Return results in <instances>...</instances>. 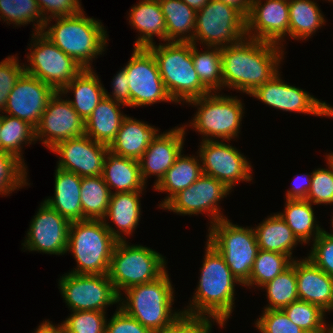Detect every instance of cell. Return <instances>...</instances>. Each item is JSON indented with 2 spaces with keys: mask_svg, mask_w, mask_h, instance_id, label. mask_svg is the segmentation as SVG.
Listing matches in <instances>:
<instances>
[{
  "mask_svg": "<svg viewBox=\"0 0 333 333\" xmlns=\"http://www.w3.org/2000/svg\"><path fill=\"white\" fill-rule=\"evenodd\" d=\"M282 49L248 37L221 48L223 87L250 95L279 72Z\"/></svg>",
  "mask_w": 333,
  "mask_h": 333,
  "instance_id": "6da1fadb",
  "label": "cell"
},
{
  "mask_svg": "<svg viewBox=\"0 0 333 333\" xmlns=\"http://www.w3.org/2000/svg\"><path fill=\"white\" fill-rule=\"evenodd\" d=\"M206 244L198 287L183 314L211 317L224 326L233 311L235 283H240L222 255L208 241Z\"/></svg>",
  "mask_w": 333,
  "mask_h": 333,
  "instance_id": "7a4b0ae2",
  "label": "cell"
},
{
  "mask_svg": "<svg viewBox=\"0 0 333 333\" xmlns=\"http://www.w3.org/2000/svg\"><path fill=\"white\" fill-rule=\"evenodd\" d=\"M174 288L167 271L158 279L132 286L119 296V308L135 318L153 333H162L171 326L183 311L173 312ZM123 300V301H122Z\"/></svg>",
  "mask_w": 333,
  "mask_h": 333,
  "instance_id": "3957f363",
  "label": "cell"
},
{
  "mask_svg": "<svg viewBox=\"0 0 333 333\" xmlns=\"http://www.w3.org/2000/svg\"><path fill=\"white\" fill-rule=\"evenodd\" d=\"M54 19L56 23L44 27L42 33L83 69H91V61L101 55L107 45L103 24L85 16L84 11Z\"/></svg>",
  "mask_w": 333,
  "mask_h": 333,
  "instance_id": "277c9868",
  "label": "cell"
},
{
  "mask_svg": "<svg viewBox=\"0 0 333 333\" xmlns=\"http://www.w3.org/2000/svg\"><path fill=\"white\" fill-rule=\"evenodd\" d=\"M154 55L164 86L175 103L209 94L192 61V42H166L147 47ZM185 101V102H184Z\"/></svg>",
  "mask_w": 333,
  "mask_h": 333,
  "instance_id": "5b68a950",
  "label": "cell"
},
{
  "mask_svg": "<svg viewBox=\"0 0 333 333\" xmlns=\"http://www.w3.org/2000/svg\"><path fill=\"white\" fill-rule=\"evenodd\" d=\"M118 242L103 220L70 222L67 252H71L77 267L69 273L108 274L112 253Z\"/></svg>",
  "mask_w": 333,
  "mask_h": 333,
  "instance_id": "8992f818",
  "label": "cell"
},
{
  "mask_svg": "<svg viewBox=\"0 0 333 333\" xmlns=\"http://www.w3.org/2000/svg\"><path fill=\"white\" fill-rule=\"evenodd\" d=\"M165 258L153 249L142 245H128L118 241L112 253L108 276L120 296L121 290L152 282L166 270Z\"/></svg>",
  "mask_w": 333,
  "mask_h": 333,
  "instance_id": "52a82bcc",
  "label": "cell"
},
{
  "mask_svg": "<svg viewBox=\"0 0 333 333\" xmlns=\"http://www.w3.org/2000/svg\"><path fill=\"white\" fill-rule=\"evenodd\" d=\"M208 231L207 241L222 255L232 275L244 286L260 250L254 229L232 224L226 217L211 224Z\"/></svg>",
  "mask_w": 333,
  "mask_h": 333,
  "instance_id": "ba28073f",
  "label": "cell"
},
{
  "mask_svg": "<svg viewBox=\"0 0 333 333\" xmlns=\"http://www.w3.org/2000/svg\"><path fill=\"white\" fill-rule=\"evenodd\" d=\"M187 103L198 106L190 127L203 134L204 141L214 140L212 137L230 141L238 136L244 108L236 96L210 92Z\"/></svg>",
  "mask_w": 333,
  "mask_h": 333,
  "instance_id": "9c48e42d",
  "label": "cell"
},
{
  "mask_svg": "<svg viewBox=\"0 0 333 333\" xmlns=\"http://www.w3.org/2000/svg\"><path fill=\"white\" fill-rule=\"evenodd\" d=\"M246 37V17L235 7L210 0L196 12L192 43L223 48Z\"/></svg>",
  "mask_w": 333,
  "mask_h": 333,
  "instance_id": "30bf717a",
  "label": "cell"
},
{
  "mask_svg": "<svg viewBox=\"0 0 333 333\" xmlns=\"http://www.w3.org/2000/svg\"><path fill=\"white\" fill-rule=\"evenodd\" d=\"M32 38L34 42L29 49L30 55H27L30 64L24 66L25 73L40 79L55 91H61L83 70L82 66L42 32H34Z\"/></svg>",
  "mask_w": 333,
  "mask_h": 333,
  "instance_id": "8fae6325",
  "label": "cell"
},
{
  "mask_svg": "<svg viewBox=\"0 0 333 333\" xmlns=\"http://www.w3.org/2000/svg\"><path fill=\"white\" fill-rule=\"evenodd\" d=\"M63 299L72 311H101L119 303V295L108 274L66 273L59 280Z\"/></svg>",
  "mask_w": 333,
  "mask_h": 333,
  "instance_id": "7c38bea8",
  "label": "cell"
},
{
  "mask_svg": "<svg viewBox=\"0 0 333 333\" xmlns=\"http://www.w3.org/2000/svg\"><path fill=\"white\" fill-rule=\"evenodd\" d=\"M123 68L129 81L130 107L173 102L160 76L157 61L148 48L134 47Z\"/></svg>",
  "mask_w": 333,
  "mask_h": 333,
  "instance_id": "4fadbf2b",
  "label": "cell"
},
{
  "mask_svg": "<svg viewBox=\"0 0 333 333\" xmlns=\"http://www.w3.org/2000/svg\"><path fill=\"white\" fill-rule=\"evenodd\" d=\"M230 189L214 177L202 174L188 188L174 195L163 207L180 215H194L206 212L211 223L225 219L218 202L229 194Z\"/></svg>",
  "mask_w": 333,
  "mask_h": 333,
  "instance_id": "5bb4252c",
  "label": "cell"
},
{
  "mask_svg": "<svg viewBox=\"0 0 333 333\" xmlns=\"http://www.w3.org/2000/svg\"><path fill=\"white\" fill-rule=\"evenodd\" d=\"M204 175L214 177L230 190L238 181H251V164L235 147L219 140H202L198 152Z\"/></svg>",
  "mask_w": 333,
  "mask_h": 333,
  "instance_id": "9a60e30c",
  "label": "cell"
},
{
  "mask_svg": "<svg viewBox=\"0 0 333 333\" xmlns=\"http://www.w3.org/2000/svg\"><path fill=\"white\" fill-rule=\"evenodd\" d=\"M61 95V91H56L51 96L35 127L36 141L41 140L49 149L61 141L85 134V121Z\"/></svg>",
  "mask_w": 333,
  "mask_h": 333,
  "instance_id": "2e32d148",
  "label": "cell"
},
{
  "mask_svg": "<svg viewBox=\"0 0 333 333\" xmlns=\"http://www.w3.org/2000/svg\"><path fill=\"white\" fill-rule=\"evenodd\" d=\"M251 95L265 104L283 111L333 117V106L319 101L300 88L284 83L279 72Z\"/></svg>",
  "mask_w": 333,
  "mask_h": 333,
  "instance_id": "e0dca14e",
  "label": "cell"
},
{
  "mask_svg": "<svg viewBox=\"0 0 333 333\" xmlns=\"http://www.w3.org/2000/svg\"><path fill=\"white\" fill-rule=\"evenodd\" d=\"M70 221L52 209L46 202L41 203L22 245L29 251L62 255L67 253Z\"/></svg>",
  "mask_w": 333,
  "mask_h": 333,
  "instance_id": "ac0fdd59",
  "label": "cell"
},
{
  "mask_svg": "<svg viewBox=\"0 0 333 333\" xmlns=\"http://www.w3.org/2000/svg\"><path fill=\"white\" fill-rule=\"evenodd\" d=\"M52 152L58 154L57 167L80 177L102 174L109 146L96 142L86 134L57 143Z\"/></svg>",
  "mask_w": 333,
  "mask_h": 333,
  "instance_id": "d6986e66",
  "label": "cell"
},
{
  "mask_svg": "<svg viewBox=\"0 0 333 333\" xmlns=\"http://www.w3.org/2000/svg\"><path fill=\"white\" fill-rule=\"evenodd\" d=\"M289 36L288 0H252L246 17V37L283 47V37Z\"/></svg>",
  "mask_w": 333,
  "mask_h": 333,
  "instance_id": "ffe728a7",
  "label": "cell"
},
{
  "mask_svg": "<svg viewBox=\"0 0 333 333\" xmlns=\"http://www.w3.org/2000/svg\"><path fill=\"white\" fill-rule=\"evenodd\" d=\"M55 92L50 85L24 72L8 95L4 113L36 127Z\"/></svg>",
  "mask_w": 333,
  "mask_h": 333,
  "instance_id": "44dd1931",
  "label": "cell"
},
{
  "mask_svg": "<svg viewBox=\"0 0 333 333\" xmlns=\"http://www.w3.org/2000/svg\"><path fill=\"white\" fill-rule=\"evenodd\" d=\"M185 127H175L168 132L157 134L152 138L148 148L138 160L143 182L147 176L157 177L156 184L164 177L166 171L174 164L183 151Z\"/></svg>",
  "mask_w": 333,
  "mask_h": 333,
  "instance_id": "7402d4cb",
  "label": "cell"
},
{
  "mask_svg": "<svg viewBox=\"0 0 333 333\" xmlns=\"http://www.w3.org/2000/svg\"><path fill=\"white\" fill-rule=\"evenodd\" d=\"M295 272L299 300L333 311V278L307 257L295 260Z\"/></svg>",
  "mask_w": 333,
  "mask_h": 333,
  "instance_id": "603a6c76",
  "label": "cell"
},
{
  "mask_svg": "<svg viewBox=\"0 0 333 333\" xmlns=\"http://www.w3.org/2000/svg\"><path fill=\"white\" fill-rule=\"evenodd\" d=\"M142 191L111 193L105 218L103 219L111 235L118 241L124 240L123 235H132L138 226L141 217L140 195ZM106 217L119 228L118 230L108 224ZM107 222V223H106ZM117 230V231H116ZM123 235H121V233Z\"/></svg>",
  "mask_w": 333,
  "mask_h": 333,
  "instance_id": "cb8c5ba5",
  "label": "cell"
},
{
  "mask_svg": "<svg viewBox=\"0 0 333 333\" xmlns=\"http://www.w3.org/2000/svg\"><path fill=\"white\" fill-rule=\"evenodd\" d=\"M102 178L110 193L137 192L145 188L140 173L139 161L125 158L108 151L102 169Z\"/></svg>",
  "mask_w": 333,
  "mask_h": 333,
  "instance_id": "d4e9b609",
  "label": "cell"
},
{
  "mask_svg": "<svg viewBox=\"0 0 333 333\" xmlns=\"http://www.w3.org/2000/svg\"><path fill=\"white\" fill-rule=\"evenodd\" d=\"M81 179L82 177L77 174L57 167L55 170L54 197L44 200L52 209L70 222L82 220Z\"/></svg>",
  "mask_w": 333,
  "mask_h": 333,
  "instance_id": "484cf974",
  "label": "cell"
},
{
  "mask_svg": "<svg viewBox=\"0 0 333 333\" xmlns=\"http://www.w3.org/2000/svg\"><path fill=\"white\" fill-rule=\"evenodd\" d=\"M129 23L140 33L134 47L154 44L153 36L166 42V24L158 0H141L129 12Z\"/></svg>",
  "mask_w": 333,
  "mask_h": 333,
  "instance_id": "4316f807",
  "label": "cell"
},
{
  "mask_svg": "<svg viewBox=\"0 0 333 333\" xmlns=\"http://www.w3.org/2000/svg\"><path fill=\"white\" fill-rule=\"evenodd\" d=\"M157 132L158 129L151 125L126 116L116 139L109 146V151L125 158L139 160Z\"/></svg>",
  "mask_w": 333,
  "mask_h": 333,
  "instance_id": "83f0119b",
  "label": "cell"
},
{
  "mask_svg": "<svg viewBox=\"0 0 333 333\" xmlns=\"http://www.w3.org/2000/svg\"><path fill=\"white\" fill-rule=\"evenodd\" d=\"M100 81L93 68L83 69L61 90L63 95L73 91L74 99L69 102L85 122L105 97V88Z\"/></svg>",
  "mask_w": 333,
  "mask_h": 333,
  "instance_id": "f1b7e54d",
  "label": "cell"
},
{
  "mask_svg": "<svg viewBox=\"0 0 333 333\" xmlns=\"http://www.w3.org/2000/svg\"><path fill=\"white\" fill-rule=\"evenodd\" d=\"M121 103L104 97L85 122V134L94 141L110 146L127 115L120 111Z\"/></svg>",
  "mask_w": 333,
  "mask_h": 333,
  "instance_id": "f546056e",
  "label": "cell"
},
{
  "mask_svg": "<svg viewBox=\"0 0 333 333\" xmlns=\"http://www.w3.org/2000/svg\"><path fill=\"white\" fill-rule=\"evenodd\" d=\"M184 156L181 154L176 158L174 164L166 171L164 177L154 189L159 192H167L168 196L160 203L162 208L174 195L188 188L202 174V166L199 156Z\"/></svg>",
  "mask_w": 333,
  "mask_h": 333,
  "instance_id": "4dcf8cb0",
  "label": "cell"
},
{
  "mask_svg": "<svg viewBox=\"0 0 333 333\" xmlns=\"http://www.w3.org/2000/svg\"><path fill=\"white\" fill-rule=\"evenodd\" d=\"M253 229L259 249L262 250L285 254L292 259L294 246L298 242L301 244L278 213L268 216Z\"/></svg>",
  "mask_w": 333,
  "mask_h": 333,
  "instance_id": "1f68e13d",
  "label": "cell"
},
{
  "mask_svg": "<svg viewBox=\"0 0 333 333\" xmlns=\"http://www.w3.org/2000/svg\"><path fill=\"white\" fill-rule=\"evenodd\" d=\"M158 1L165 19L166 41L192 42L196 23V11L182 0ZM187 33L189 34L187 35Z\"/></svg>",
  "mask_w": 333,
  "mask_h": 333,
  "instance_id": "d6a6232c",
  "label": "cell"
},
{
  "mask_svg": "<svg viewBox=\"0 0 333 333\" xmlns=\"http://www.w3.org/2000/svg\"><path fill=\"white\" fill-rule=\"evenodd\" d=\"M284 212L278 213L303 244L315 240L324 230L315 220L312 203L305 199H285Z\"/></svg>",
  "mask_w": 333,
  "mask_h": 333,
  "instance_id": "836d02e7",
  "label": "cell"
},
{
  "mask_svg": "<svg viewBox=\"0 0 333 333\" xmlns=\"http://www.w3.org/2000/svg\"><path fill=\"white\" fill-rule=\"evenodd\" d=\"M289 36L294 39H307L325 24L317 3L312 0H288Z\"/></svg>",
  "mask_w": 333,
  "mask_h": 333,
  "instance_id": "e575fe53",
  "label": "cell"
},
{
  "mask_svg": "<svg viewBox=\"0 0 333 333\" xmlns=\"http://www.w3.org/2000/svg\"><path fill=\"white\" fill-rule=\"evenodd\" d=\"M110 195L102 175L82 177L80 190L82 220H103L107 213Z\"/></svg>",
  "mask_w": 333,
  "mask_h": 333,
  "instance_id": "d590c367",
  "label": "cell"
},
{
  "mask_svg": "<svg viewBox=\"0 0 333 333\" xmlns=\"http://www.w3.org/2000/svg\"><path fill=\"white\" fill-rule=\"evenodd\" d=\"M36 142L35 127L30 123L8 114L2 115L0 130V151L15 155L24 163L23 144Z\"/></svg>",
  "mask_w": 333,
  "mask_h": 333,
  "instance_id": "8d00e7d4",
  "label": "cell"
},
{
  "mask_svg": "<svg viewBox=\"0 0 333 333\" xmlns=\"http://www.w3.org/2000/svg\"><path fill=\"white\" fill-rule=\"evenodd\" d=\"M196 45L192 43V61L198 78L210 92H218L223 87L221 48L199 52Z\"/></svg>",
  "mask_w": 333,
  "mask_h": 333,
  "instance_id": "74e56055",
  "label": "cell"
},
{
  "mask_svg": "<svg viewBox=\"0 0 333 333\" xmlns=\"http://www.w3.org/2000/svg\"><path fill=\"white\" fill-rule=\"evenodd\" d=\"M267 292L269 306L265 309H283L299 300L295 272V259L292 264L273 280L261 286Z\"/></svg>",
  "mask_w": 333,
  "mask_h": 333,
  "instance_id": "f35d334b",
  "label": "cell"
},
{
  "mask_svg": "<svg viewBox=\"0 0 333 333\" xmlns=\"http://www.w3.org/2000/svg\"><path fill=\"white\" fill-rule=\"evenodd\" d=\"M288 255L260 249L254 261L249 281L244 286L261 287L286 270L293 262Z\"/></svg>",
  "mask_w": 333,
  "mask_h": 333,
  "instance_id": "ab89813d",
  "label": "cell"
},
{
  "mask_svg": "<svg viewBox=\"0 0 333 333\" xmlns=\"http://www.w3.org/2000/svg\"><path fill=\"white\" fill-rule=\"evenodd\" d=\"M0 18L16 26L36 20L35 33L42 32L46 22L36 0H0Z\"/></svg>",
  "mask_w": 333,
  "mask_h": 333,
  "instance_id": "60d3db41",
  "label": "cell"
},
{
  "mask_svg": "<svg viewBox=\"0 0 333 333\" xmlns=\"http://www.w3.org/2000/svg\"><path fill=\"white\" fill-rule=\"evenodd\" d=\"M282 310L291 322L301 327L306 333H323L326 313L318 305L297 300Z\"/></svg>",
  "mask_w": 333,
  "mask_h": 333,
  "instance_id": "b9f144b4",
  "label": "cell"
},
{
  "mask_svg": "<svg viewBox=\"0 0 333 333\" xmlns=\"http://www.w3.org/2000/svg\"><path fill=\"white\" fill-rule=\"evenodd\" d=\"M26 168L15 155L0 151V195H9L28 184Z\"/></svg>",
  "mask_w": 333,
  "mask_h": 333,
  "instance_id": "7bdbcfd3",
  "label": "cell"
},
{
  "mask_svg": "<svg viewBox=\"0 0 333 333\" xmlns=\"http://www.w3.org/2000/svg\"><path fill=\"white\" fill-rule=\"evenodd\" d=\"M71 315L61 323L66 333H105L106 312L71 311Z\"/></svg>",
  "mask_w": 333,
  "mask_h": 333,
  "instance_id": "ee69618b",
  "label": "cell"
},
{
  "mask_svg": "<svg viewBox=\"0 0 333 333\" xmlns=\"http://www.w3.org/2000/svg\"><path fill=\"white\" fill-rule=\"evenodd\" d=\"M328 169L313 171L311 188L305 200L313 204H333V165L328 161Z\"/></svg>",
  "mask_w": 333,
  "mask_h": 333,
  "instance_id": "f6af8a7d",
  "label": "cell"
},
{
  "mask_svg": "<svg viewBox=\"0 0 333 333\" xmlns=\"http://www.w3.org/2000/svg\"><path fill=\"white\" fill-rule=\"evenodd\" d=\"M263 312L255 322L260 333H306L291 322L282 309H264Z\"/></svg>",
  "mask_w": 333,
  "mask_h": 333,
  "instance_id": "bcb514c9",
  "label": "cell"
},
{
  "mask_svg": "<svg viewBox=\"0 0 333 333\" xmlns=\"http://www.w3.org/2000/svg\"><path fill=\"white\" fill-rule=\"evenodd\" d=\"M307 258L333 278V234L323 230L313 241Z\"/></svg>",
  "mask_w": 333,
  "mask_h": 333,
  "instance_id": "7dc6e473",
  "label": "cell"
},
{
  "mask_svg": "<svg viewBox=\"0 0 333 333\" xmlns=\"http://www.w3.org/2000/svg\"><path fill=\"white\" fill-rule=\"evenodd\" d=\"M24 66H20L19 60L14 55L0 62V112L5 111L8 95L25 72Z\"/></svg>",
  "mask_w": 333,
  "mask_h": 333,
  "instance_id": "c3c4849f",
  "label": "cell"
},
{
  "mask_svg": "<svg viewBox=\"0 0 333 333\" xmlns=\"http://www.w3.org/2000/svg\"><path fill=\"white\" fill-rule=\"evenodd\" d=\"M45 19L44 27L50 24V19L68 17L83 11L79 0H36ZM50 12V15L48 16ZM48 13V14H47Z\"/></svg>",
  "mask_w": 333,
  "mask_h": 333,
  "instance_id": "681fc988",
  "label": "cell"
},
{
  "mask_svg": "<svg viewBox=\"0 0 333 333\" xmlns=\"http://www.w3.org/2000/svg\"><path fill=\"white\" fill-rule=\"evenodd\" d=\"M212 321L213 323L216 321V323L223 327L219 321L211 317L182 314L162 333H211Z\"/></svg>",
  "mask_w": 333,
  "mask_h": 333,
  "instance_id": "f907efd6",
  "label": "cell"
},
{
  "mask_svg": "<svg viewBox=\"0 0 333 333\" xmlns=\"http://www.w3.org/2000/svg\"><path fill=\"white\" fill-rule=\"evenodd\" d=\"M105 333H153L135 318L118 308L111 320L106 322Z\"/></svg>",
  "mask_w": 333,
  "mask_h": 333,
  "instance_id": "816d5d0a",
  "label": "cell"
},
{
  "mask_svg": "<svg viewBox=\"0 0 333 333\" xmlns=\"http://www.w3.org/2000/svg\"><path fill=\"white\" fill-rule=\"evenodd\" d=\"M112 83L113 98L112 95L110 96L106 90H104L105 96L111 98L115 102L130 107V90L128 85L129 81L124 68H122L116 74V76L113 77Z\"/></svg>",
  "mask_w": 333,
  "mask_h": 333,
  "instance_id": "f5cc1de1",
  "label": "cell"
},
{
  "mask_svg": "<svg viewBox=\"0 0 333 333\" xmlns=\"http://www.w3.org/2000/svg\"><path fill=\"white\" fill-rule=\"evenodd\" d=\"M313 172L309 174L298 175L294 180L291 190L286 193V199H306L311 188V178ZM300 181V182H299Z\"/></svg>",
  "mask_w": 333,
  "mask_h": 333,
  "instance_id": "db71d44e",
  "label": "cell"
},
{
  "mask_svg": "<svg viewBox=\"0 0 333 333\" xmlns=\"http://www.w3.org/2000/svg\"><path fill=\"white\" fill-rule=\"evenodd\" d=\"M238 9L245 17L248 16L252 0H217Z\"/></svg>",
  "mask_w": 333,
  "mask_h": 333,
  "instance_id": "11a10c76",
  "label": "cell"
},
{
  "mask_svg": "<svg viewBox=\"0 0 333 333\" xmlns=\"http://www.w3.org/2000/svg\"><path fill=\"white\" fill-rule=\"evenodd\" d=\"M61 325H53L50 321H44L41 323L40 326H38L37 330H35V333H58L61 330Z\"/></svg>",
  "mask_w": 333,
  "mask_h": 333,
  "instance_id": "9f6ffc18",
  "label": "cell"
},
{
  "mask_svg": "<svg viewBox=\"0 0 333 333\" xmlns=\"http://www.w3.org/2000/svg\"><path fill=\"white\" fill-rule=\"evenodd\" d=\"M196 12L202 9L210 0H182Z\"/></svg>",
  "mask_w": 333,
  "mask_h": 333,
  "instance_id": "6f0895ef",
  "label": "cell"
},
{
  "mask_svg": "<svg viewBox=\"0 0 333 333\" xmlns=\"http://www.w3.org/2000/svg\"><path fill=\"white\" fill-rule=\"evenodd\" d=\"M327 323H325V327H324V331L323 333H333V324L332 325H326ZM329 327V328H328Z\"/></svg>",
  "mask_w": 333,
  "mask_h": 333,
  "instance_id": "680465c9",
  "label": "cell"
},
{
  "mask_svg": "<svg viewBox=\"0 0 333 333\" xmlns=\"http://www.w3.org/2000/svg\"><path fill=\"white\" fill-rule=\"evenodd\" d=\"M326 157H327V161H329L333 165V153L328 154Z\"/></svg>",
  "mask_w": 333,
  "mask_h": 333,
  "instance_id": "91938a15",
  "label": "cell"
},
{
  "mask_svg": "<svg viewBox=\"0 0 333 333\" xmlns=\"http://www.w3.org/2000/svg\"><path fill=\"white\" fill-rule=\"evenodd\" d=\"M1 126H2V115L0 114V130H1Z\"/></svg>",
  "mask_w": 333,
  "mask_h": 333,
  "instance_id": "94428289",
  "label": "cell"
},
{
  "mask_svg": "<svg viewBox=\"0 0 333 333\" xmlns=\"http://www.w3.org/2000/svg\"><path fill=\"white\" fill-rule=\"evenodd\" d=\"M58 333H66L63 329H61Z\"/></svg>",
  "mask_w": 333,
  "mask_h": 333,
  "instance_id": "6125c7cd",
  "label": "cell"
}]
</instances>
